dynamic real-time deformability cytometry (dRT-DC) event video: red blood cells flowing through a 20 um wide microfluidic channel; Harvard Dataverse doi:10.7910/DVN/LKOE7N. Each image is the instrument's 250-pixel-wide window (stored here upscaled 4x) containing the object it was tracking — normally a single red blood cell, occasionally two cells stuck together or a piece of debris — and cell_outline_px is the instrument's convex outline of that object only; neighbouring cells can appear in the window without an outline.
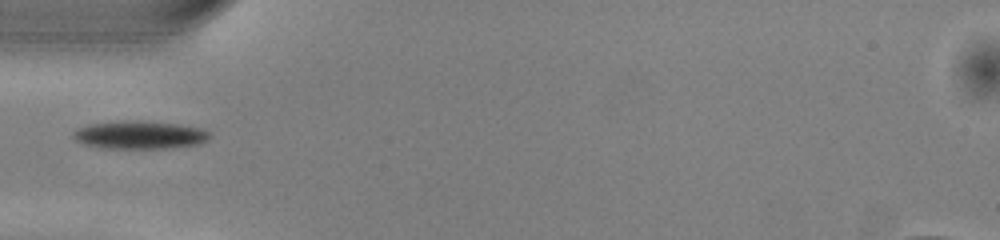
{"species": "common noctule bat (a hibernating species)", "species_latin": "Nyctalus noctula", "temperature_condition": "warm", "stored_images_in_passage": 35, "camera_frame_rate_fps": 3000, "um_per_image_px": 0.085, "animal": {"sex": "male", "body_mass_g": 13.0, "forearm_length_mm": 53.1}, "frame": {"image": 1, "passage_image": 1, "time_ms": 0.0, "image_size_px": [1000, 240], "cell_outline_px": [[212, 136], [208, 140], [200, 144], [168, 148], [100, 148], [84, 144], [76, 140], [72, 136], [72, 132], [88, 124], [124, 120], [140, 120], [180, 124], [204, 128]], "centroid_in_image_um": [11.91, 11.46], "position_along_channel_um": 73.1, "area_um2": 22.6}}
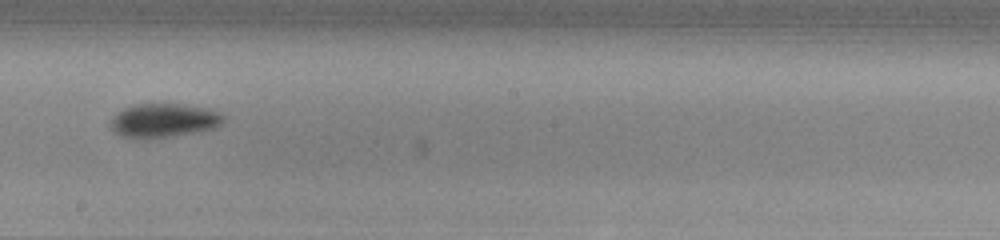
{"frame": {"image": 2, "passage_image": 13, "time_ms": 4.0, "image_size_px": [1000, 240], "cell_outline_px": [[224, 120], [216, 128], [152, 140], [136, 140], [120, 136], [112, 132], [108, 124], [116, 112], [124, 108], [136, 104], [180, 104], [208, 108], [220, 112], [224, 116]], "centroid_in_image_um": [13.85, 10.27], "position_along_channel_um": 234.4, "area_um2": 23.0}}
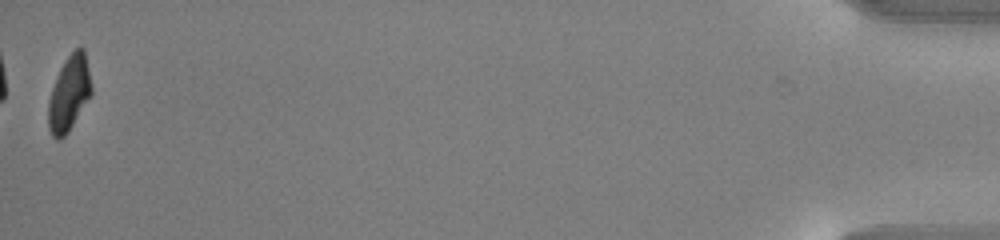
{"frame": {"image": 3, "passage_image": 35, "time_ms": 11.333, "image_size_px": [1000, 240], "cell_outline_px": [[92, 96], [68, 132], [60, 140], [56, 140], [52, 136], [48, 128], [48, 100], [56, 76], [60, 68], [68, 56], [76, 48], [84, 48], [92, 88]], "centroid_in_image_um": [5.87, 7.99], "position_along_channel_um": 429.3, "area_um2": 19.02}}